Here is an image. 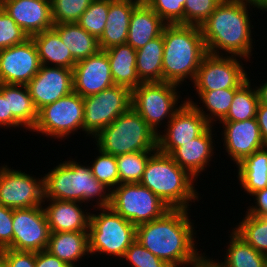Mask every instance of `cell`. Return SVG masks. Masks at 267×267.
<instances>
[{"label": "cell", "instance_id": "17", "mask_svg": "<svg viewBox=\"0 0 267 267\" xmlns=\"http://www.w3.org/2000/svg\"><path fill=\"white\" fill-rule=\"evenodd\" d=\"M37 110L73 91L72 69L41 65L26 85Z\"/></svg>", "mask_w": 267, "mask_h": 267}, {"label": "cell", "instance_id": "28", "mask_svg": "<svg viewBox=\"0 0 267 267\" xmlns=\"http://www.w3.org/2000/svg\"><path fill=\"white\" fill-rule=\"evenodd\" d=\"M241 189L251 196L256 191L267 188V145L243 158L235 165Z\"/></svg>", "mask_w": 267, "mask_h": 267}, {"label": "cell", "instance_id": "20", "mask_svg": "<svg viewBox=\"0 0 267 267\" xmlns=\"http://www.w3.org/2000/svg\"><path fill=\"white\" fill-rule=\"evenodd\" d=\"M0 5L29 37L53 28L51 0H0Z\"/></svg>", "mask_w": 267, "mask_h": 267}, {"label": "cell", "instance_id": "7", "mask_svg": "<svg viewBox=\"0 0 267 267\" xmlns=\"http://www.w3.org/2000/svg\"><path fill=\"white\" fill-rule=\"evenodd\" d=\"M91 213L89 234L90 255H107L119 260L136 240V226L110 207L97 208Z\"/></svg>", "mask_w": 267, "mask_h": 267}, {"label": "cell", "instance_id": "27", "mask_svg": "<svg viewBox=\"0 0 267 267\" xmlns=\"http://www.w3.org/2000/svg\"><path fill=\"white\" fill-rule=\"evenodd\" d=\"M105 51L115 85L127 87L132 91L142 83L136 71V50L132 46L124 43Z\"/></svg>", "mask_w": 267, "mask_h": 267}, {"label": "cell", "instance_id": "12", "mask_svg": "<svg viewBox=\"0 0 267 267\" xmlns=\"http://www.w3.org/2000/svg\"><path fill=\"white\" fill-rule=\"evenodd\" d=\"M248 61L238 56L207 54L197 70L193 81L195 91H217L240 88L249 78L243 66ZM246 70V71H245Z\"/></svg>", "mask_w": 267, "mask_h": 267}, {"label": "cell", "instance_id": "41", "mask_svg": "<svg viewBox=\"0 0 267 267\" xmlns=\"http://www.w3.org/2000/svg\"><path fill=\"white\" fill-rule=\"evenodd\" d=\"M222 0H186L184 25L201 26Z\"/></svg>", "mask_w": 267, "mask_h": 267}, {"label": "cell", "instance_id": "30", "mask_svg": "<svg viewBox=\"0 0 267 267\" xmlns=\"http://www.w3.org/2000/svg\"><path fill=\"white\" fill-rule=\"evenodd\" d=\"M238 89L239 88H227L217 91H196L195 93L199 96L198 101L200 100L199 104L196 103V100L194 102L189 96L185 101L191 103L210 126H214V124L216 125V121L220 124V122L227 116L235 92Z\"/></svg>", "mask_w": 267, "mask_h": 267}, {"label": "cell", "instance_id": "33", "mask_svg": "<svg viewBox=\"0 0 267 267\" xmlns=\"http://www.w3.org/2000/svg\"><path fill=\"white\" fill-rule=\"evenodd\" d=\"M229 233L224 261L213 260L219 267H266L267 255L255 250L233 230Z\"/></svg>", "mask_w": 267, "mask_h": 267}, {"label": "cell", "instance_id": "32", "mask_svg": "<svg viewBox=\"0 0 267 267\" xmlns=\"http://www.w3.org/2000/svg\"><path fill=\"white\" fill-rule=\"evenodd\" d=\"M52 29L60 36L77 62L100 50L98 39L78 23L54 24Z\"/></svg>", "mask_w": 267, "mask_h": 267}, {"label": "cell", "instance_id": "25", "mask_svg": "<svg viewBox=\"0 0 267 267\" xmlns=\"http://www.w3.org/2000/svg\"><path fill=\"white\" fill-rule=\"evenodd\" d=\"M46 250L70 267H78L86 255L90 258L88 231L51 232Z\"/></svg>", "mask_w": 267, "mask_h": 267}, {"label": "cell", "instance_id": "44", "mask_svg": "<svg viewBox=\"0 0 267 267\" xmlns=\"http://www.w3.org/2000/svg\"><path fill=\"white\" fill-rule=\"evenodd\" d=\"M13 209L0 204V250L13 249Z\"/></svg>", "mask_w": 267, "mask_h": 267}, {"label": "cell", "instance_id": "29", "mask_svg": "<svg viewBox=\"0 0 267 267\" xmlns=\"http://www.w3.org/2000/svg\"><path fill=\"white\" fill-rule=\"evenodd\" d=\"M31 38L36 45L41 65L73 70L77 61L53 29L34 34Z\"/></svg>", "mask_w": 267, "mask_h": 267}, {"label": "cell", "instance_id": "35", "mask_svg": "<svg viewBox=\"0 0 267 267\" xmlns=\"http://www.w3.org/2000/svg\"><path fill=\"white\" fill-rule=\"evenodd\" d=\"M232 230L255 250L267 255V216L246 213Z\"/></svg>", "mask_w": 267, "mask_h": 267}, {"label": "cell", "instance_id": "51", "mask_svg": "<svg viewBox=\"0 0 267 267\" xmlns=\"http://www.w3.org/2000/svg\"><path fill=\"white\" fill-rule=\"evenodd\" d=\"M188 267H219L214 261L212 256H203L197 263Z\"/></svg>", "mask_w": 267, "mask_h": 267}, {"label": "cell", "instance_id": "19", "mask_svg": "<svg viewBox=\"0 0 267 267\" xmlns=\"http://www.w3.org/2000/svg\"><path fill=\"white\" fill-rule=\"evenodd\" d=\"M225 153L238 164L243 158L265 147L256 118L240 122H220Z\"/></svg>", "mask_w": 267, "mask_h": 267}, {"label": "cell", "instance_id": "42", "mask_svg": "<svg viewBox=\"0 0 267 267\" xmlns=\"http://www.w3.org/2000/svg\"><path fill=\"white\" fill-rule=\"evenodd\" d=\"M186 0H151L147 5L166 24L184 25V5Z\"/></svg>", "mask_w": 267, "mask_h": 267}, {"label": "cell", "instance_id": "3", "mask_svg": "<svg viewBox=\"0 0 267 267\" xmlns=\"http://www.w3.org/2000/svg\"><path fill=\"white\" fill-rule=\"evenodd\" d=\"M59 163L43 175L44 199L82 202L87 207L92 201L89 205L95 211L110 206L111 189L93 176L90 163L83 165L71 157Z\"/></svg>", "mask_w": 267, "mask_h": 267}, {"label": "cell", "instance_id": "45", "mask_svg": "<svg viewBox=\"0 0 267 267\" xmlns=\"http://www.w3.org/2000/svg\"><path fill=\"white\" fill-rule=\"evenodd\" d=\"M6 267H35V252L16 251L10 248L1 250Z\"/></svg>", "mask_w": 267, "mask_h": 267}, {"label": "cell", "instance_id": "9", "mask_svg": "<svg viewBox=\"0 0 267 267\" xmlns=\"http://www.w3.org/2000/svg\"><path fill=\"white\" fill-rule=\"evenodd\" d=\"M83 118V97L72 91L67 96L39 109L36 124L31 132L41 133L47 138L58 141L66 140L80 129V132H83Z\"/></svg>", "mask_w": 267, "mask_h": 267}, {"label": "cell", "instance_id": "11", "mask_svg": "<svg viewBox=\"0 0 267 267\" xmlns=\"http://www.w3.org/2000/svg\"><path fill=\"white\" fill-rule=\"evenodd\" d=\"M83 131L94 138L102 129L127 112L132 104V91L121 85H114L98 94L83 98Z\"/></svg>", "mask_w": 267, "mask_h": 267}, {"label": "cell", "instance_id": "6", "mask_svg": "<svg viewBox=\"0 0 267 267\" xmlns=\"http://www.w3.org/2000/svg\"><path fill=\"white\" fill-rule=\"evenodd\" d=\"M93 140L102 152L115 157L157 150V135L132 107L102 129Z\"/></svg>", "mask_w": 267, "mask_h": 267}, {"label": "cell", "instance_id": "48", "mask_svg": "<svg viewBox=\"0 0 267 267\" xmlns=\"http://www.w3.org/2000/svg\"><path fill=\"white\" fill-rule=\"evenodd\" d=\"M256 119L263 142L267 145V105L259 103Z\"/></svg>", "mask_w": 267, "mask_h": 267}, {"label": "cell", "instance_id": "5", "mask_svg": "<svg viewBox=\"0 0 267 267\" xmlns=\"http://www.w3.org/2000/svg\"><path fill=\"white\" fill-rule=\"evenodd\" d=\"M195 182L197 180L170 155L157 149L146 163L140 184L157 195L170 209L191 210V203L201 199Z\"/></svg>", "mask_w": 267, "mask_h": 267}, {"label": "cell", "instance_id": "38", "mask_svg": "<svg viewBox=\"0 0 267 267\" xmlns=\"http://www.w3.org/2000/svg\"><path fill=\"white\" fill-rule=\"evenodd\" d=\"M95 149L98 150V156L90 162L92 164L90 165L92 174L99 182L104 183L112 190L119 185L116 157L102 152L97 147Z\"/></svg>", "mask_w": 267, "mask_h": 267}, {"label": "cell", "instance_id": "37", "mask_svg": "<svg viewBox=\"0 0 267 267\" xmlns=\"http://www.w3.org/2000/svg\"><path fill=\"white\" fill-rule=\"evenodd\" d=\"M108 12L109 0H93L77 23L99 39L105 29Z\"/></svg>", "mask_w": 267, "mask_h": 267}, {"label": "cell", "instance_id": "53", "mask_svg": "<svg viewBox=\"0 0 267 267\" xmlns=\"http://www.w3.org/2000/svg\"><path fill=\"white\" fill-rule=\"evenodd\" d=\"M136 3L137 5H147L151 0H122Z\"/></svg>", "mask_w": 267, "mask_h": 267}, {"label": "cell", "instance_id": "1", "mask_svg": "<svg viewBox=\"0 0 267 267\" xmlns=\"http://www.w3.org/2000/svg\"><path fill=\"white\" fill-rule=\"evenodd\" d=\"M188 209H169L160 218L136 226V240L172 267H188L204 255Z\"/></svg>", "mask_w": 267, "mask_h": 267}, {"label": "cell", "instance_id": "43", "mask_svg": "<svg viewBox=\"0 0 267 267\" xmlns=\"http://www.w3.org/2000/svg\"><path fill=\"white\" fill-rule=\"evenodd\" d=\"M123 260L129 262L130 267H172L144 248L137 240L126 250L122 262Z\"/></svg>", "mask_w": 267, "mask_h": 267}, {"label": "cell", "instance_id": "39", "mask_svg": "<svg viewBox=\"0 0 267 267\" xmlns=\"http://www.w3.org/2000/svg\"><path fill=\"white\" fill-rule=\"evenodd\" d=\"M93 0H51L53 24L77 23Z\"/></svg>", "mask_w": 267, "mask_h": 267}, {"label": "cell", "instance_id": "24", "mask_svg": "<svg viewBox=\"0 0 267 267\" xmlns=\"http://www.w3.org/2000/svg\"><path fill=\"white\" fill-rule=\"evenodd\" d=\"M138 5L130 1L109 0L105 29L98 39L100 50L127 42L130 18Z\"/></svg>", "mask_w": 267, "mask_h": 267}, {"label": "cell", "instance_id": "46", "mask_svg": "<svg viewBox=\"0 0 267 267\" xmlns=\"http://www.w3.org/2000/svg\"><path fill=\"white\" fill-rule=\"evenodd\" d=\"M251 197L255 204L248 206L246 213L258 217L267 216V188L256 191Z\"/></svg>", "mask_w": 267, "mask_h": 267}, {"label": "cell", "instance_id": "49", "mask_svg": "<svg viewBox=\"0 0 267 267\" xmlns=\"http://www.w3.org/2000/svg\"><path fill=\"white\" fill-rule=\"evenodd\" d=\"M0 127L8 129V105L7 99L0 93Z\"/></svg>", "mask_w": 267, "mask_h": 267}, {"label": "cell", "instance_id": "31", "mask_svg": "<svg viewBox=\"0 0 267 267\" xmlns=\"http://www.w3.org/2000/svg\"><path fill=\"white\" fill-rule=\"evenodd\" d=\"M163 53V31L159 37L136 50V71L142 83L163 82Z\"/></svg>", "mask_w": 267, "mask_h": 267}, {"label": "cell", "instance_id": "4", "mask_svg": "<svg viewBox=\"0 0 267 267\" xmlns=\"http://www.w3.org/2000/svg\"><path fill=\"white\" fill-rule=\"evenodd\" d=\"M163 39V82L180 86L188 79L192 83L203 58L208 54L200 27L166 24Z\"/></svg>", "mask_w": 267, "mask_h": 267}, {"label": "cell", "instance_id": "47", "mask_svg": "<svg viewBox=\"0 0 267 267\" xmlns=\"http://www.w3.org/2000/svg\"><path fill=\"white\" fill-rule=\"evenodd\" d=\"M35 267H70L46 249L35 252Z\"/></svg>", "mask_w": 267, "mask_h": 267}, {"label": "cell", "instance_id": "2", "mask_svg": "<svg viewBox=\"0 0 267 267\" xmlns=\"http://www.w3.org/2000/svg\"><path fill=\"white\" fill-rule=\"evenodd\" d=\"M251 7L258 9L250 0H222L217 5L200 26L209 54L238 56L251 61L255 43Z\"/></svg>", "mask_w": 267, "mask_h": 267}, {"label": "cell", "instance_id": "18", "mask_svg": "<svg viewBox=\"0 0 267 267\" xmlns=\"http://www.w3.org/2000/svg\"><path fill=\"white\" fill-rule=\"evenodd\" d=\"M73 91L81 97L95 95L114 86L105 50L78 61L73 70Z\"/></svg>", "mask_w": 267, "mask_h": 267}, {"label": "cell", "instance_id": "16", "mask_svg": "<svg viewBox=\"0 0 267 267\" xmlns=\"http://www.w3.org/2000/svg\"><path fill=\"white\" fill-rule=\"evenodd\" d=\"M41 67L32 38L0 50V83L27 85Z\"/></svg>", "mask_w": 267, "mask_h": 267}, {"label": "cell", "instance_id": "13", "mask_svg": "<svg viewBox=\"0 0 267 267\" xmlns=\"http://www.w3.org/2000/svg\"><path fill=\"white\" fill-rule=\"evenodd\" d=\"M44 177L36 178L4 164L0 166V204L11 209L41 206Z\"/></svg>", "mask_w": 267, "mask_h": 267}, {"label": "cell", "instance_id": "21", "mask_svg": "<svg viewBox=\"0 0 267 267\" xmlns=\"http://www.w3.org/2000/svg\"><path fill=\"white\" fill-rule=\"evenodd\" d=\"M214 126H209L199 137L177 147L170 156L192 177L198 181V177L210 166L215 150V140L213 134L216 130ZM215 135V136H213Z\"/></svg>", "mask_w": 267, "mask_h": 267}, {"label": "cell", "instance_id": "22", "mask_svg": "<svg viewBox=\"0 0 267 267\" xmlns=\"http://www.w3.org/2000/svg\"><path fill=\"white\" fill-rule=\"evenodd\" d=\"M42 205L50 232L88 231L91 212L82 202L44 199Z\"/></svg>", "mask_w": 267, "mask_h": 267}, {"label": "cell", "instance_id": "26", "mask_svg": "<svg viewBox=\"0 0 267 267\" xmlns=\"http://www.w3.org/2000/svg\"><path fill=\"white\" fill-rule=\"evenodd\" d=\"M166 23L148 5H138L132 12L127 44L138 50L162 34Z\"/></svg>", "mask_w": 267, "mask_h": 267}, {"label": "cell", "instance_id": "50", "mask_svg": "<svg viewBox=\"0 0 267 267\" xmlns=\"http://www.w3.org/2000/svg\"><path fill=\"white\" fill-rule=\"evenodd\" d=\"M255 87L258 93L259 103L267 105V81L261 83L259 86L255 85Z\"/></svg>", "mask_w": 267, "mask_h": 267}, {"label": "cell", "instance_id": "34", "mask_svg": "<svg viewBox=\"0 0 267 267\" xmlns=\"http://www.w3.org/2000/svg\"><path fill=\"white\" fill-rule=\"evenodd\" d=\"M251 82L248 79L235 92L227 116L221 122H240L256 118L259 98L256 87Z\"/></svg>", "mask_w": 267, "mask_h": 267}, {"label": "cell", "instance_id": "52", "mask_svg": "<svg viewBox=\"0 0 267 267\" xmlns=\"http://www.w3.org/2000/svg\"><path fill=\"white\" fill-rule=\"evenodd\" d=\"M256 8H258V11H266L267 12V0H250Z\"/></svg>", "mask_w": 267, "mask_h": 267}, {"label": "cell", "instance_id": "15", "mask_svg": "<svg viewBox=\"0 0 267 267\" xmlns=\"http://www.w3.org/2000/svg\"><path fill=\"white\" fill-rule=\"evenodd\" d=\"M166 126L157 136V149L170 155L177 147L199 137L210 125L185 101Z\"/></svg>", "mask_w": 267, "mask_h": 267}, {"label": "cell", "instance_id": "40", "mask_svg": "<svg viewBox=\"0 0 267 267\" xmlns=\"http://www.w3.org/2000/svg\"><path fill=\"white\" fill-rule=\"evenodd\" d=\"M30 38L0 5V50L18 45Z\"/></svg>", "mask_w": 267, "mask_h": 267}, {"label": "cell", "instance_id": "23", "mask_svg": "<svg viewBox=\"0 0 267 267\" xmlns=\"http://www.w3.org/2000/svg\"><path fill=\"white\" fill-rule=\"evenodd\" d=\"M0 93L7 99L8 128L31 131L36 124L38 110L26 85L0 83ZM12 127V128H11Z\"/></svg>", "mask_w": 267, "mask_h": 267}, {"label": "cell", "instance_id": "54", "mask_svg": "<svg viewBox=\"0 0 267 267\" xmlns=\"http://www.w3.org/2000/svg\"><path fill=\"white\" fill-rule=\"evenodd\" d=\"M0 267H6L4 254L1 250H0Z\"/></svg>", "mask_w": 267, "mask_h": 267}, {"label": "cell", "instance_id": "36", "mask_svg": "<svg viewBox=\"0 0 267 267\" xmlns=\"http://www.w3.org/2000/svg\"><path fill=\"white\" fill-rule=\"evenodd\" d=\"M155 151H139L116 156L119 184L140 183L149 157Z\"/></svg>", "mask_w": 267, "mask_h": 267}, {"label": "cell", "instance_id": "14", "mask_svg": "<svg viewBox=\"0 0 267 267\" xmlns=\"http://www.w3.org/2000/svg\"><path fill=\"white\" fill-rule=\"evenodd\" d=\"M13 250L39 252L47 249L50 228L43 205L13 209Z\"/></svg>", "mask_w": 267, "mask_h": 267}, {"label": "cell", "instance_id": "10", "mask_svg": "<svg viewBox=\"0 0 267 267\" xmlns=\"http://www.w3.org/2000/svg\"><path fill=\"white\" fill-rule=\"evenodd\" d=\"M109 207L135 226L160 218L170 209L140 183L119 184L113 188Z\"/></svg>", "mask_w": 267, "mask_h": 267}, {"label": "cell", "instance_id": "8", "mask_svg": "<svg viewBox=\"0 0 267 267\" xmlns=\"http://www.w3.org/2000/svg\"><path fill=\"white\" fill-rule=\"evenodd\" d=\"M181 86L169 82L141 83L132 90L131 107L158 136L161 125L165 128L174 113L182 106ZM178 103H180L178 105ZM167 122H166V121ZM165 122V123H164ZM163 123V124H162Z\"/></svg>", "mask_w": 267, "mask_h": 267}]
</instances>
